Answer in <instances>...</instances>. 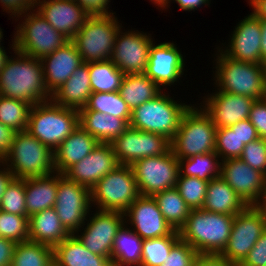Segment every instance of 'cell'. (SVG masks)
Instances as JSON below:
<instances>
[{
  "mask_svg": "<svg viewBox=\"0 0 266 266\" xmlns=\"http://www.w3.org/2000/svg\"><path fill=\"white\" fill-rule=\"evenodd\" d=\"M13 40L12 48L18 57L9 58L0 72V95L32 106L50 101L41 60L16 51L15 38Z\"/></svg>",
  "mask_w": 266,
  "mask_h": 266,
  "instance_id": "6da1fadb",
  "label": "cell"
},
{
  "mask_svg": "<svg viewBox=\"0 0 266 266\" xmlns=\"http://www.w3.org/2000/svg\"><path fill=\"white\" fill-rule=\"evenodd\" d=\"M233 222V215L191 210L178 231L180 240L192 246L198 254H221L228 243Z\"/></svg>",
  "mask_w": 266,
  "mask_h": 266,
  "instance_id": "7a4b0ae2",
  "label": "cell"
},
{
  "mask_svg": "<svg viewBox=\"0 0 266 266\" xmlns=\"http://www.w3.org/2000/svg\"><path fill=\"white\" fill-rule=\"evenodd\" d=\"M78 126L77 109L50 100L31 107L27 131L54 152Z\"/></svg>",
  "mask_w": 266,
  "mask_h": 266,
  "instance_id": "3957f363",
  "label": "cell"
},
{
  "mask_svg": "<svg viewBox=\"0 0 266 266\" xmlns=\"http://www.w3.org/2000/svg\"><path fill=\"white\" fill-rule=\"evenodd\" d=\"M0 163L6 164L13 177L20 179L56 173L54 152L27 130L16 132L8 154Z\"/></svg>",
  "mask_w": 266,
  "mask_h": 266,
  "instance_id": "277c9868",
  "label": "cell"
},
{
  "mask_svg": "<svg viewBox=\"0 0 266 266\" xmlns=\"http://www.w3.org/2000/svg\"><path fill=\"white\" fill-rule=\"evenodd\" d=\"M217 128L203 108L190 106L171 142V151L178 160L215 152Z\"/></svg>",
  "mask_w": 266,
  "mask_h": 266,
  "instance_id": "5b68a950",
  "label": "cell"
},
{
  "mask_svg": "<svg viewBox=\"0 0 266 266\" xmlns=\"http://www.w3.org/2000/svg\"><path fill=\"white\" fill-rule=\"evenodd\" d=\"M190 105L178 104L162 92L131 111L129 126L140 131L157 133L170 141L174 138L184 113Z\"/></svg>",
  "mask_w": 266,
  "mask_h": 266,
  "instance_id": "8992f818",
  "label": "cell"
},
{
  "mask_svg": "<svg viewBox=\"0 0 266 266\" xmlns=\"http://www.w3.org/2000/svg\"><path fill=\"white\" fill-rule=\"evenodd\" d=\"M215 77L218 91L247 96L255 100L266 97L261 64L234 60L218 50Z\"/></svg>",
  "mask_w": 266,
  "mask_h": 266,
  "instance_id": "52a82bcc",
  "label": "cell"
},
{
  "mask_svg": "<svg viewBox=\"0 0 266 266\" xmlns=\"http://www.w3.org/2000/svg\"><path fill=\"white\" fill-rule=\"evenodd\" d=\"M117 18L89 16L72 41L82 57L83 63L110 60L120 26Z\"/></svg>",
  "mask_w": 266,
  "mask_h": 266,
  "instance_id": "ba28073f",
  "label": "cell"
},
{
  "mask_svg": "<svg viewBox=\"0 0 266 266\" xmlns=\"http://www.w3.org/2000/svg\"><path fill=\"white\" fill-rule=\"evenodd\" d=\"M91 203L98 210L124 213L140 196L130 165H118L90 190Z\"/></svg>",
  "mask_w": 266,
  "mask_h": 266,
  "instance_id": "9c48e42d",
  "label": "cell"
},
{
  "mask_svg": "<svg viewBox=\"0 0 266 266\" xmlns=\"http://www.w3.org/2000/svg\"><path fill=\"white\" fill-rule=\"evenodd\" d=\"M22 24H18L14 38L16 51L42 59L69 41L49 24L38 11L25 13Z\"/></svg>",
  "mask_w": 266,
  "mask_h": 266,
  "instance_id": "30bf717a",
  "label": "cell"
},
{
  "mask_svg": "<svg viewBox=\"0 0 266 266\" xmlns=\"http://www.w3.org/2000/svg\"><path fill=\"white\" fill-rule=\"evenodd\" d=\"M140 195L155 193L176 187L179 161L171 149L162 155L146 157L131 165Z\"/></svg>",
  "mask_w": 266,
  "mask_h": 266,
  "instance_id": "8fae6325",
  "label": "cell"
},
{
  "mask_svg": "<svg viewBox=\"0 0 266 266\" xmlns=\"http://www.w3.org/2000/svg\"><path fill=\"white\" fill-rule=\"evenodd\" d=\"M90 189L70 181L58 172V189L54 209L64 228L72 235L85 225L91 203ZM83 224V225H82ZM80 229V230H79Z\"/></svg>",
  "mask_w": 266,
  "mask_h": 266,
  "instance_id": "7c38bea8",
  "label": "cell"
},
{
  "mask_svg": "<svg viewBox=\"0 0 266 266\" xmlns=\"http://www.w3.org/2000/svg\"><path fill=\"white\" fill-rule=\"evenodd\" d=\"M110 145L119 164L130 166L140 159L159 156L171 149V142L165 136L130 126Z\"/></svg>",
  "mask_w": 266,
  "mask_h": 266,
  "instance_id": "4fadbf2b",
  "label": "cell"
},
{
  "mask_svg": "<svg viewBox=\"0 0 266 266\" xmlns=\"http://www.w3.org/2000/svg\"><path fill=\"white\" fill-rule=\"evenodd\" d=\"M266 230V223L254 205L246 206L234 216L228 243L221 253L226 259L242 263Z\"/></svg>",
  "mask_w": 266,
  "mask_h": 266,
  "instance_id": "5bb4252c",
  "label": "cell"
},
{
  "mask_svg": "<svg viewBox=\"0 0 266 266\" xmlns=\"http://www.w3.org/2000/svg\"><path fill=\"white\" fill-rule=\"evenodd\" d=\"M97 211L89 219L82 235H78V232L73 235L91 253L111 259L114 238L122 225L127 223L126 218L124 213L118 211Z\"/></svg>",
  "mask_w": 266,
  "mask_h": 266,
  "instance_id": "9a60e30c",
  "label": "cell"
},
{
  "mask_svg": "<svg viewBox=\"0 0 266 266\" xmlns=\"http://www.w3.org/2000/svg\"><path fill=\"white\" fill-rule=\"evenodd\" d=\"M119 29L111 56V61L125 75L144 74L149 60V50L153 43L146 33ZM123 34V35H122Z\"/></svg>",
  "mask_w": 266,
  "mask_h": 266,
  "instance_id": "2e32d148",
  "label": "cell"
},
{
  "mask_svg": "<svg viewBox=\"0 0 266 266\" xmlns=\"http://www.w3.org/2000/svg\"><path fill=\"white\" fill-rule=\"evenodd\" d=\"M220 177L237 193L243 202L254 205L266 188V175L251 168L240 158L220 162Z\"/></svg>",
  "mask_w": 266,
  "mask_h": 266,
  "instance_id": "e0dca14e",
  "label": "cell"
},
{
  "mask_svg": "<svg viewBox=\"0 0 266 266\" xmlns=\"http://www.w3.org/2000/svg\"><path fill=\"white\" fill-rule=\"evenodd\" d=\"M124 215L129 217L127 221L142 239L160 238L176 231L164 219L153 196L140 195Z\"/></svg>",
  "mask_w": 266,
  "mask_h": 266,
  "instance_id": "ac0fdd59",
  "label": "cell"
},
{
  "mask_svg": "<svg viewBox=\"0 0 266 266\" xmlns=\"http://www.w3.org/2000/svg\"><path fill=\"white\" fill-rule=\"evenodd\" d=\"M119 164L110 143H98L93 151L71 166L64 175L73 182L92 187Z\"/></svg>",
  "mask_w": 266,
  "mask_h": 266,
  "instance_id": "d6986e66",
  "label": "cell"
},
{
  "mask_svg": "<svg viewBox=\"0 0 266 266\" xmlns=\"http://www.w3.org/2000/svg\"><path fill=\"white\" fill-rule=\"evenodd\" d=\"M183 55L174 43H152L145 75L161 86H171L180 79L184 69ZM171 84V85H170Z\"/></svg>",
  "mask_w": 266,
  "mask_h": 266,
  "instance_id": "ffe728a7",
  "label": "cell"
},
{
  "mask_svg": "<svg viewBox=\"0 0 266 266\" xmlns=\"http://www.w3.org/2000/svg\"><path fill=\"white\" fill-rule=\"evenodd\" d=\"M204 111L209 115L216 128L235 125L248 119L255 99L224 91H217L204 100Z\"/></svg>",
  "mask_w": 266,
  "mask_h": 266,
  "instance_id": "44dd1931",
  "label": "cell"
},
{
  "mask_svg": "<svg viewBox=\"0 0 266 266\" xmlns=\"http://www.w3.org/2000/svg\"><path fill=\"white\" fill-rule=\"evenodd\" d=\"M37 11L58 32L72 40L89 15L75 0H36Z\"/></svg>",
  "mask_w": 266,
  "mask_h": 266,
  "instance_id": "7402d4cb",
  "label": "cell"
},
{
  "mask_svg": "<svg viewBox=\"0 0 266 266\" xmlns=\"http://www.w3.org/2000/svg\"><path fill=\"white\" fill-rule=\"evenodd\" d=\"M230 42L223 52L226 56L237 61L261 64L260 18L252 12L241 20Z\"/></svg>",
  "mask_w": 266,
  "mask_h": 266,
  "instance_id": "603a6c76",
  "label": "cell"
},
{
  "mask_svg": "<svg viewBox=\"0 0 266 266\" xmlns=\"http://www.w3.org/2000/svg\"><path fill=\"white\" fill-rule=\"evenodd\" d=\"M41 62L45 87L51 95L83 64L82 57L72 40L43 57Z\"/></svg>",
  "mask_w": 266,
  "mask_h": 266,
  "instance_id": "cb8c5ba5",
  "label": "cell"
},
{
  "mask_svg": "<svg viewBox=\"0 0 266 266\" xmlns=\"http://www.w3.org/2000/svg\"><path fill=\"white\" fill-rule=\"evenodd\" d=\"M98 143L79 125L54 151L56 172L64 174L71 166L90 154Z\"/></svg>",
  "mask_w": 266,
  "mask_h": 266,
  "instance_id": "d4e9b609",
  "label": "cell"
},
{
  "mask_svg": "<svg viewBox=\"0 0 266 266\" xmlns=\"http://www.w3.org/2000/svg\"><path fill=\"white\" fill-rule=\"evenodd\" d=\"M91 94L89 67L87 63H83L51 95V100L62 107L80 110L86 106Z\"/></svg>",
  "mask_w": 266,
  "mask_h": 266,
  "instance_id": "484cf974",
  "label": "cell"
},
{
  "mask_svg": "<svg viewBox=\"0 0 266 266\" xmlns=\"http://www.w3.org/2000/svg\"><path fill=\"white\" fill-rule=\"evenodd\" d=\"M71 234L64 228L54 207L29 217V240L51 247L63 242Z\"/></svg>",
  "mask_w": 266,
  "mask_h": 266,
  "instance_id": "4316f807",
  "label": "cell"
},
{
  "mask_svg": "<svg viewBox=\"0 0 266 266\" xmlns=\"http://www.w3.org/2000/svg\"><path fill=\"white\" fill-rule=\"evenodd\" d=\"M79 125L99 143H111L128 127L125 119L93 110H78Z\"/></svg>",
  "mask_w": 266,
  "mask_h": 266,
  "instance_id": "83f0119b",
  "label": "cell"
},
{
  "mask_svg": "<svg viewBox=\"0 0 266 266\" xmlns=\"http://www.w3.org/2000/svg\"><path fill=\"white\" fill-rule=\"evenodd\" d=\"M57 189L58 172L25 179L26 216L54 207Z\"/></svg>",
  "mask_w": 266,
  "mask_h": 266,
  "instance_id": "f1b7e54d",
  "label": "cell"
},
{
  "mask_svg": "<svg viewBox=\"0 0 266 266\" xmlns=\"http://www.w3.org/2000/svg\"><path fill=\"white\" fill-rule=\"evenodd\" d=\"M53 249L54 266H113L110 258L91 253L73 234Z\"/></svg>",
  "mask_w": 266,
  "mask_h": 266,
  "instance_id": "f546056e",
  "label": "cell"
},
{
  "mask_svg": "<svg viewBox=\"0 0 266 266\" xmlns=\"http://www.w3.org/2000/svg\"><path fill=\"white\" fill-rule=\"evenodd\" d=\"M246 206L222 177L213 178L208 182L207 193L202 206L203 210L235 216Z\"/></svg>",
  "mask_w": 266,
  "mask_h": 266,
  "instance_id": "4dcf8cb0",
  "label": "cell"
},
{
  "mask_svg": "<svg viewBox=\"0 0 266 266\" xmlns=\"http://www.w3.org/2000/svg\"><path fill=\"white\" fill-rule=\"evenodd\" d=\"M118 230L111 252L113 266H141L143 239L133 231L125 228Z\"/></svg>",
  "mask_w": 266,
  "mask_h": 266,
  "instance_id": "1f68e13d",
  "label": "cell"
},
{
  "mask_svg": "<svg viewBox=\"0 0 266 266\" xmlns=\"http://www.w3.org/2000/svg\"><path fill=\"white\" fill-rule=\"evenodd\" d=\"M161 91V88L145 74H127L124 75L118 92L133 111L137 106L154 99Z\"/></svg>",
  "mask_w": 266,
  "mask_h": 266,
  "instance_id": "d6a6232c",
  "label": "cell"
},
{
  "mask_svg": "<svg viewBox=\"0 0 266 266\" xmlns=\"http://www.w3.org/2000/svg\"><path fill=\"white\" fill-rule=\"evenodd\" d=\"M153 198L164 216V219L171 227L179 231L189 216L191 209L174 187L165 191L155 193Z\"/></svg>",
  "mask_w": 266,
  "mask_h": 266,
  "instance_id": "836d02e7",
  "label": "cell"
},
{
  "mask_svg": "<svg viewBox=\"0 0 266 266\" xmlns=\"http://www.w3.org/2000/svg\"><path fill=\"white\" fill-rule=\"evenodd\" d=\"M92 93L118 92L124 73L111 60L88 62Z\"/></svg>",
  "mask_w": 266,
  "mask_h": 266,
  "instance_id": "e575fe53",
  "label": "cell"
},
{
  "mask_svg": "<svg viewBox=\"0 0 266 266\" xmlns=\"http://www.w3.org/2000/svg\"><path fill=\"white\" fill-rule=\"evenodd\" d=\"M11 266H54V249L30 240L16 243Z\"/></svg>",
  "mask_w": 266,
  "mask_h": 266,
  "instance_id": "d590c367",
  "label": "cell"
},
{
  "mask_svg": "<svg viewBox=\"0 0 266 266\" xmlns=\"http://www.w3.org/2000/svg\"><path fill=\"white\" fill-rule=\"evenodd\" d=\"M217 158L219 156L211 152L178 160L180 175L197 177L209 182L220 176V161Z\"/></svg>",
  "mask_w": 266,
  "mask_h": 266,
  "instance_id": "8d00e7d4",
  "label": "cell"
},
{
  "mask_svg": "<svg viewBox=\"0 0 266 266\" xmlns=\"http://www.w3.org/2000/svg\"><path fill=\"white\" fill-rule=\"evenodd\" d=\"M80 110H93L125 119L130 123L131 110L119 92H95L89 97L88 103Z\"/></svg>",
  "mask_w": 266,
  "mask_h": 266,
  "instance_id": "74e56055",
  "label": "cell"
},
{
  "mask_svg": "<svg viewBox=\"0 0 266 266\" xmlns=\"http://www.w3.org/2000/svg\"><path fill=\"white\" fill-rule=\"evenodd\" d=\"M32 105L0 95V122L15 132L26 131Z\"/></svg>",
  "mask_w": 266,
  "mask_h": 266,
  "instance_id": "f35d334b",
  "label": "cell"
},
{
  "mask_svg": "<svg viewBox=\"0 0 266 266\" xmlns=\"http://www.w3.org/2000/svg\"><path fill=\"white\" fill-rule=\"evenodd\" d=\"M179 240L178 231L160 238L143 239L141 266H161Z\"/></svg>",
  "mask_w": 266,
  "mask_h": 266,
  "instance_id": "ab89813d",
  "label": "cell"
},
{
  "mask_svg": "<svg viewBox=\"0 0 266 266\" xmlns=\"http://www.w3.org/2000/svg\"><path fill=\"white\" fill-rule=\"evenodd\" d=\"M208 181L180 175L176 183V189L191 210L202 209L206 193Z\"/></svg>",
  "mask_w": 266,
  "mask_h": 266,
  "instance_id": "60d3db41",
  "label": "cell"
},
{
  "mask_svg": "<svg viewBox=\"0 0 266 266\" xmlns=\"http://www.w3.org/2000/svg\"><path fill=\"white\" fill-rule=\"evenodd\" d=\"M0 210L26 216L25 179L13 177L9 181L1 198Z\"/></svg>",
  "mask_w": 266,
  "mask_h": 266,
  "instance_id": "b9f144b4",
  "label": "cell"
},
{
  "mask_svg": "<svg viewBox=\"0 0 266 266\" xmlns=\"http://www.w3.org/2000/svg\"><path fill=\"white\" fill-rule=\"evenodd\" d=\"M0 237L15 243L29 240V217L0 210Z\"/></svg>",
  "mask_w": 266,
  "mask_h": 266,
  "instance_id": "7bdbcfd3",
  "label": "cell"
},
{
  "mask_svg": "<svg viewBox=\"0 0 266 266\" xmlns=\"http://www.w3.org/2000/svg\"><path fill=\"white\" fill-rule=\"evenodd\" d=\"M245 144L237 135L236 129L230 127L217 128L215 140V153L221 161L231 158H239Z\"/></svg>",
  "mask_w": 266,
  "mask_h": 266,
  "instance_id": "ee69618b",
  "label": "cell"
},
{
  "mask_svg": "<svg viewBox=\"0 0 266 266\" xmlns=\"http://www.w3.org/2000/svg\"><path fill=\"white\" fill-rule=\"evenodd\" d=\"M239 158L266 175V139L259 137L245 145Z\"/></svg>",
  "mask_w": 266,
  "mask_h": 266,
  "instance_id": "f6af8a7d",
  "label": "cell"
},
{
  "mask_svg": "<svg viewBox=\"0 0 266 266\" xmlns=\"http://www.w3.org/2000/svg\"><path fill=\"white\" fill-rule=\"evenodd\" d=\"M198 252L188 243L179 240L161 266H194Z\"/></svg>",
  "mask_w": 266,
  "mask_h": 266,
  "instance_id": "bcb514c9",
  "label": "cell"
},
{
  "mask_svg": "<svg viewBox=\"0 0 266 266\" xmlns=\"http://www.w3.org/2000/svg\"><path fill=\"white\" fill-rule=\"evenodd\" d=\"M248 119L256 128L259 137L266 139V97L254 101Z\"/></svg>",
  "mask_w": 266,
  "mask_h": 266,
  "instance_id": "7dc6e473",
  "label": "cell"
},
{
  "mask_svg": "<svg viewBox=\"0 0 266 266\" xmlns=\"http://www.w3.org/2000/svg\"><path fill=\"white\" fill-rule=\"evenodd\" d=\"M266 264V230L241 263V266H264Z\"/></svg>",
  "mask_w": 266,
  "mask_h": 266,
  "instance_id": "c3c4849f",
  "label": "cell"
},
{
  "mask_svg": "<svg viewBox=\"0 0 266 266\" xmlns=\"http://www.w3.org/2000/svg\"><path fill=\"white\" fill-rule=\"evenodd\" d=\"M1 6L3 5L4 10L14 17H20L22 14L28 12V10L35 8L36 0H0Z\"/></svg>",
  "mask_w": 266,
  "mask_h": 266,
  "instance_id": "681fc988",
  "label": "cell"
},
{
  "mask_svg": "<svg viewBox=\"0 0 266 266\" xmlns=\"http://www.w3.org/2000/svg\"><path fill=\"white\" fill-rule=\"evenodd\" d=\"M80 7H82L89 16H108V3L110 0H75Z\"/></svg>",
  "mask_w": 266,
  "mask_h": 266,
  "instance_id": "f907efd6",
  "label": "cell"
},
{
  "mask_svg": "<svg viewBox=\"0 0 266 266\" xmlns=\"http://www.w3.org/2000/svg\"><path fill=\"white\" fill-rule=\"evenodd\" d=\"M230 128L236 129L238 137L245 145L259 138L256 128L249 119L241 120Z\"/></svg>",
  "mask_w": 266,
  "mask_h": 266,
  "instance_id": "816d5d0a",
  "label": "cell"
},
{
  "mask_svg": "<svg viewBox=\"0 0 266 266\" xmlns=\"http://www.w3.org/2000/svg\"><path fill=\"white\" fill-rule=\"evenodd\" d=\"M194 266H241V264L232 262L221 254H198Z\"/></svg>",
  "mask_w": 266,
  "mask_h": 266,
  "instance_id": "f5cc1de1",
  "label": "cell"
},
{
  "mask_svg": "<svg viewBox=\"0 0 266 266\" xmlns=\"http://www.w3.org/2000/svg\"><path fill=\"white\" fill-rule=\"evenodd\" d=\"M16 132L0 122V161L8 154Z\"/></svg>",
  "mask_w": 266,
  "mask_h": 266,
  "instance_id": "db71d44e",
  "label": "cell"
},
{
  "mask_svg": "<svg viewBox=\"0 0 266 266\" xmlns=\"http://www.w3.org/2000/svg\"><path fill=\"white\" fill-rule=\"evenodd\" d=\"M16 243L0 237V266H11Z\"/></svg>",
  "mask_w": 266,
  "mask_h": 266,
  "instance_id": "11a10c76",
  "label": "cell"
},
{
  "mask_svg": "<svg viewBox=\"0 0 266 266\" xmlns=\"http://www.w3.org/2000/svg\"><path fill=\"white\" fill-rule=\"evenodd\" d=\"M171 0H169L170 3ZM176 1L178 3V5L180 6V8L182 10H186V11H192V10H197V7L200 8V6L203 5H209V1L210 0H173Z\"/></svg>",
  "mask_w": 266,
  "mask_h": 266,
  "instance_id": "9f6ffc18",
  "label": "cell"
},
{
  "mask_svg": "<svg viewBox=\"0 0 266 266\" xmlns=\"http://www.w3.org/2000/svg\"><path fill=\"white\" fill-rule=\"evenodd\" d=\"M253 13L260 19H266V0H249Z\"/></svg>",
  "mask_w": 266,
  "mask_h": 266,
  "instance_id": "6f0895ef",
  "label": "cell"
},
{
  "mask_svg": "<svg viewBox=\"0 0 266 266\" xmlns=\"http://www.w3.org/2000/svg\"><path fill=\"white\" fill-rule=\"evenodd\" d=\"M12 178H13V175L9 171L7 166L3 168V170L0 169V202H1L2 195L5 192V189L7 187V184Z\"/></svg>",
  "mask_w": 266,
  "mask_h": 266,
  "instance_id": "680465c9",
  "label": "cell"
},
{
  "mask_svg": "<svg viewBox=\"0 0 266 266\" xmlns=\"http://www.w3.org/2000/svg\"><path fill=\"white\" fill-rule=\"evenodd\" d=\"M261 26V63L266 61V19H260Z\"/></svg>",
  "mask_w": 266,
  "mask_h": 266,
  "instance_id": "91938a15",
  "label": "cell"
},
{
  "mask_svg": "<svg viewBox=\"0 0 266 266\" xmlns=\"http://www.w3.org/2000/svg\"><path fill=\"white\" fill-rule=\"evenodd\" d=\"M254 207L260 212L261 217L266 223V188L262 192L258 201L254 204Z\"/></svg>",
  "mask_w": 266,
  "mask_h": 266,
  "instance_id": "94428289",
  "label": "cell"
},
{
  "mask_svg": "<svg viewBox=\"0 0 266 266\" xmlns=\"http://www.w3.org/2000/svg\"><path fill=\"white\" fill-rule=\"evenodd\" d=\"M9 59L4 48L0 45V72L2 68L6 65L7 60Z\"/></svg>",
  "mask_w": 266,
  "mask_h": 266,
  "instance_id": "6125c7cd",
  "label": "cell"
},
{
  "mask_svg": "<svg viewBox=\"0 0 266 266\" xmlns=\"http://www.w3.org/2000/svg\"><path fill=\"white\" fill-rule=\"evenodd\" d=\"M261 67H262V75H263V86H264V91L266 94V61H263L261 63Z\"/></svg>",
  "mask_w": 266,
  "mask_h": 266,
  "instance_id": "be15d7a7",
  "label": "cell"
},
{
  "mask_svg": "<svg viewBox=\"0 0 266 266\" xmlns=\"http://www.w3.org/2000/svg\"><path fill=\"white\" fill-rule=\"evenodd\" d=\"M153 1L155 4H157V6H160L162 9L163 8H167L169 5V0H151Z\"/></svg>",
  "mask_w": 266,
  "mask_h": 266,
  "instance_id": "e7e4bbea",
  "label": "cell"
},
{
  "mask_svg": "<svg viewBox=\"0 0 266 266\" xmlns=\"http://www.w3.org/2000/svg\"><path fill=\"white\" fill-rule=\"evenodd\" d=\"M2 38H3V32H2V29L0 28V42H1Z\"/></svg>",
  "mask_w": 266,
  "mask_h": 266,
  "instance_id": "03108f58",
  "label": "cell"
}]
</instances>
